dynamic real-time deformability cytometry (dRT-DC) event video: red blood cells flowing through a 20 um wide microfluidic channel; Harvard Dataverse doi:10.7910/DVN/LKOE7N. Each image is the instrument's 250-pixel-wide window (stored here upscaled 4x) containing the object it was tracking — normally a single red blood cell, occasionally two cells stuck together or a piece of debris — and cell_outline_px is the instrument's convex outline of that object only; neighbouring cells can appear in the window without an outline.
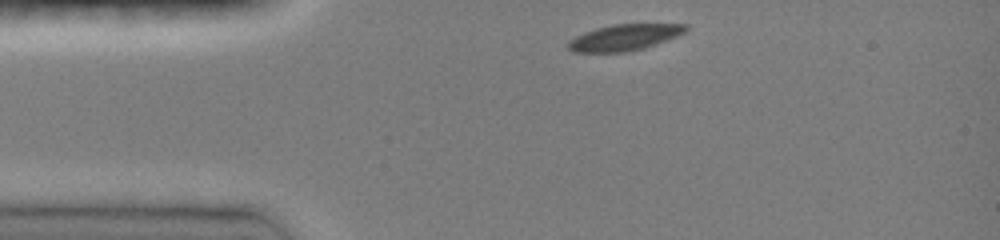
{"species": "common noctule bat (a hibernating species)", "species_latin": "Nyctalus noctula", "temperature_condition": "room temperature", "stored_images_in_passage": 33, "camera_frame_rate_fps": 3000, "um_per_image_px": 0.085, "animal": {"sex": "female", "body_mass_g": 19.0, "forearm_length_mm": 51.5}, "frame": {"image": 1, "passage_image": 1, "time_ms": 0.0, "image_size_px": [1000, 240], "cell_outline_px": [[688, 28], [684, 32], [676, 36], [656, 44], [644, 48], [628, 52], [572, 52], [568, 48], [568, 40], [576, 36], [596, 28], [612, 24], [688, 24]], "centroid_in_image_um": [53.06, 3.18], "position_along_channel_um": 31.9, "area_um2": 17.86}}
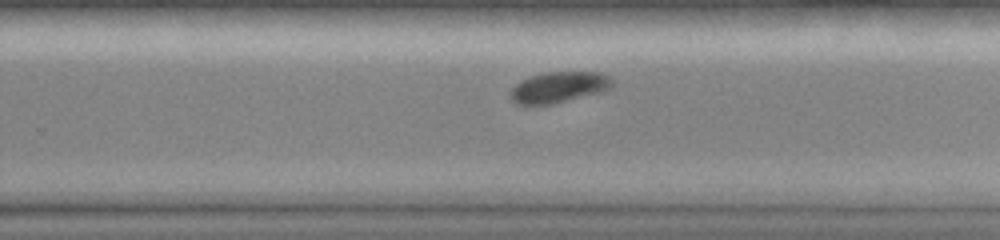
{"frame": {"image": 2, "passage_image": 22, "time_ms": 7.0, "image_size_px": [1000, 240], "cell_outline_px": [[612, 88], [600, 92], [552, 104], [516, 104], [508, 96], [512, 88], [520, 80], [532, 76], [548, 72], [600, 72], [608, 76], [612, 80]], "centroid_in_image_um": [47.48, 7.41], "position_along_channel_um": 282.3, "area_um2": 18.21}}
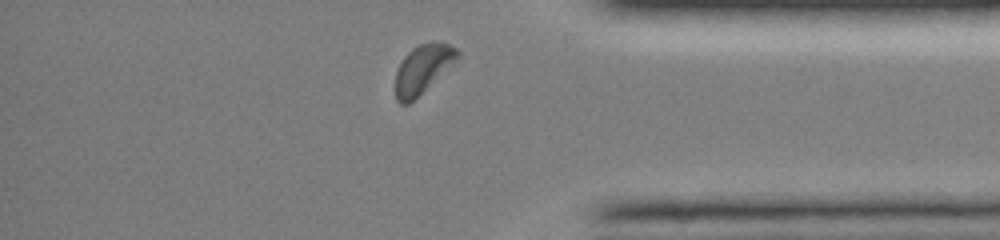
{"frame": {"image": 3, "passage_image": 31, "time_ms": 10.0, "image_size_px": [1000, 240], "cell_outline_px": [[460, 56], [456, 60], [408, 104], [400, 104], [396, 100], [396, 72], [404, 56], [412, 48], [420, 44], [432, 40], [448, 44], [456, 48], [460, 52]], "centroid_in_image_um": [35.92, 5.82], "position_along_channel_um": 399.3, "area_um2": 17.11}, "authors_computed_cell_mechanics": {"area_um2": 18.8428, "velocity_mm_per_s": 4.0711, "shape_relaxation_time_tau1_ms": 1.6126, "shape_relaxation_time_tau2_ms": null, "deformation_change_tau1": 0.0707, "deformation_change_tau2": null}}